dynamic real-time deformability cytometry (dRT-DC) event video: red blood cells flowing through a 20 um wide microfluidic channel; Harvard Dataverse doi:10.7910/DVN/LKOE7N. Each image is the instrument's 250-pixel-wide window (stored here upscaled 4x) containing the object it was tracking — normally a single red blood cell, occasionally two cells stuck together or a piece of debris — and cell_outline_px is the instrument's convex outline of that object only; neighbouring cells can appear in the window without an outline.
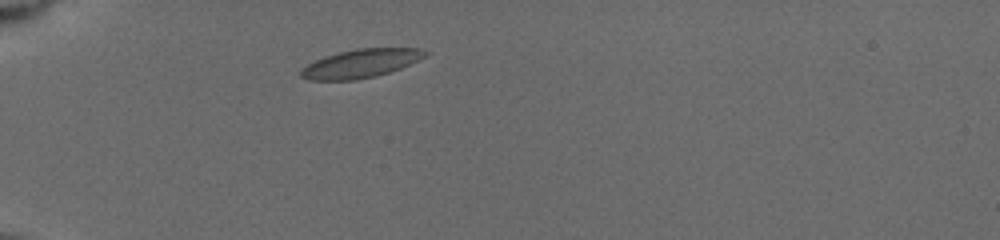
{"species": "common noctule bat (a hibernating species)", "species_latin": "Nyctalus noctula", "temperature_condition": "cold", "stored_images_in_passage": 3, "camera_frame_rate_fps": 3000, "um_per_image_px": 0.085, "animal": {"sex": "female", "body_mass_g": 19.5, "forearm_length_mm": 54.1}, "frame": {"image": 1, "passage_image": 1, "time_ms": 0.0, "image_size_px": [1000, 240], "cell_outline_px": [[428, 52], [424, 56], [400, 68], [376, 76], [356, 80], [308, 80], [300, 76], [300, 72], [308, 64], [324, 56], [356, 48], [420, 48]], "centroid_in_image_um": [30.63, 5.39], "position_along_channel_um": 54.4, "area_um2": 20.35}}
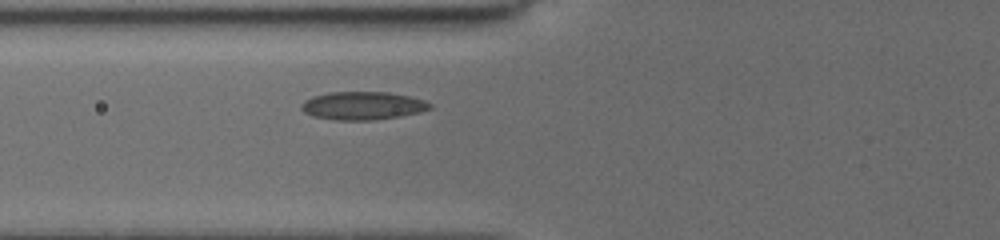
{"frame": {"image": 2, "passage_image": 3, "time_ms": 1.667, "image_size_px": [1000, 240], "cell_outline_px": [[432, 108], [420, 112], [400, 116], [372, 120], [336, 120], [312, 116], [304, 112], [300, 108], [300, 104], [304, 100], [312, 96], [328, 92], [388, 92], [408, 96], [424, 100], [432, 104]], "centroid_in_image_um": [30.8, 8.98], "position_along_channel_um": 95.0, "area_um2": 21.15}}